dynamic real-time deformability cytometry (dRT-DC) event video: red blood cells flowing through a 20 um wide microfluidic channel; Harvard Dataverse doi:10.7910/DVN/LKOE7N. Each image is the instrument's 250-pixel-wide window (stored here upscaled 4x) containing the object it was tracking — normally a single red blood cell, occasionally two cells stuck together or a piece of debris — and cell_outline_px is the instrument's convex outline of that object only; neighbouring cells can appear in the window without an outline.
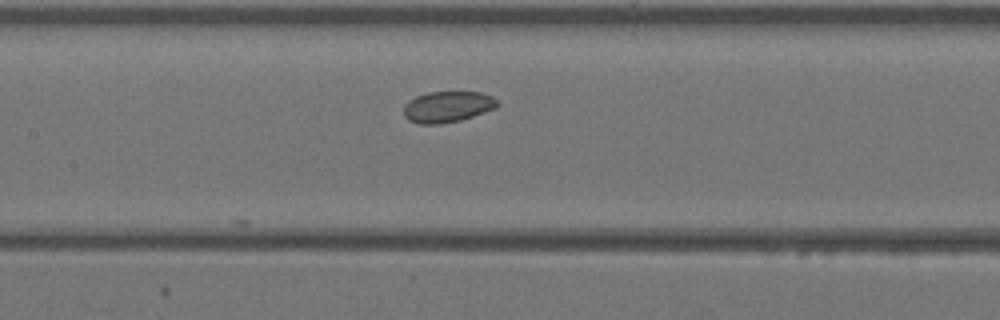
{"species": "Egyptian fruit bat (a non-hibernating species)", "species_latin": "Rousettus aegyptiacus", "temperature_condition": "warm", "stored_images_in_passage": 12, "camera_frame_rate_fps": 3000, "um_per_image_px": 0.085, "animal": {"sex": "female"}, "frame": {"image": 1, "passage_image": 12, "time_ms": 3.667, "image_size_px": [1000, 320], "cell_outline_px": [[500, 104], [496, 108], [460, 120], [440, 124], [420, 124], [408, 120], [404, 116], [404, 104], [408, 100], [416, 96], [428, 92], [480, 92], [492, 96]], "centroid_in_image_um": [38.02, 9.07], "position_along_channel_um": 169.4, "area_um2": 16.99}}